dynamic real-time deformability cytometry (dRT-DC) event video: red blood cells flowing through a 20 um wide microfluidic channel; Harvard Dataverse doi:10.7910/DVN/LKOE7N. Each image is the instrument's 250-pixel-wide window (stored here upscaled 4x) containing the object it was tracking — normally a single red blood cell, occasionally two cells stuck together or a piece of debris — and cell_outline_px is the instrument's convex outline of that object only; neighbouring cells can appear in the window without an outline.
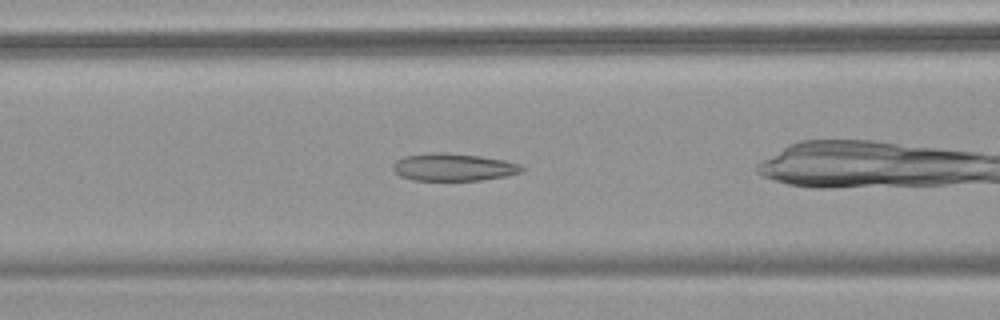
{"species": "common noctule bat (a hibernating species)", "species_latin": "Nyctalus noctula", "temperature_condition": "warm", "stored_images_in_passage": 47, "camera_frame_rate_fps": 3000, "um_per_image_px": 0.085, "animal": {"sex": "female", "body_mass_g": 18.4}, "frame": {"image": 1, "passage_image": 15, "time_ms": 4.667, "image_size_px": [1000, 320], "cell_outline_px": [[524, 172], [508, 176], [480, 180], [412, 180], [400, 176], [392, 168], [392, 164], [396, 160], [404, 156], [432, 152], [448, 152], [480, 156], [504, 160], [520, 164], [524, 168]], "centroid_in_image_um": [38.55, 14.2], "position_along_channel_um": 128.0, "area_um2": 20.87}}
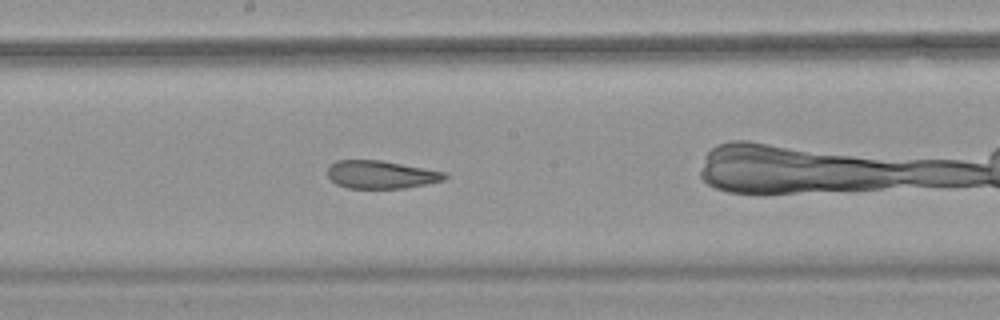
{"frame": {"image": 2, "passage_image": 22, "time_ms": 7.0, "image_size_px": [1000, 320], "cell_outline_px": [[448, 176], [444, 180], [404, 188], [348, 188], [336, 184], [328, 176], [328, 168], [336, 160], [380, 160], [448, 172]], "centroid_in_image_um": [32.41, 14.83], "position_along_channel_um": 215.8, "area_um2": 19.02}}
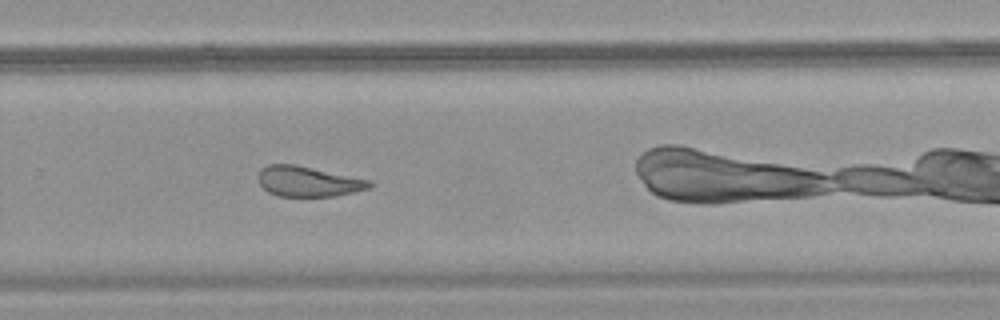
{"frame": {"image": 3, "passage_image": 29, "time_ms": 9.333, "image_size_px": [1000, 320], "cell_outline_px": [[372, 188], [336, 196], [276, 196], [268, 192], [260, 184], [256, 176], [260, 168], [268, 164], [296, 164], [372, 180]], "centroid_in_image_um": [26.19, 15.41], "position_along_channel_um": 303.6, "area_um2": 20.0}, "authors_computed_cell_mechanics": {"area_um2": 22.4842, "velocity_mm_per_s": 3.7724, "shape_relaxation_time_tau1_ms": null, "shape_relaxation_time_tau2_ms": 2.2929, "deformation_change_tau1": null, "deformation_change_tau2": 0.1046}}